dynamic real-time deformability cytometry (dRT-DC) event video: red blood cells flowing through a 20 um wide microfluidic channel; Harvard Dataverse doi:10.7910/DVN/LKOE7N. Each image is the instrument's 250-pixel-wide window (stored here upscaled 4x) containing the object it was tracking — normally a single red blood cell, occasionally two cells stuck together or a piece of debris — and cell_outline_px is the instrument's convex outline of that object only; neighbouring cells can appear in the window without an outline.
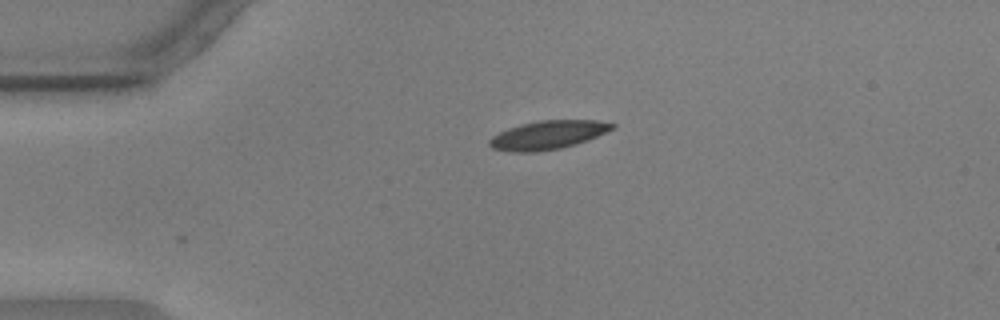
{"species": "common noctule bat (a hibernating species)", "species_latin": "Nyctalus noctula", "temperature_condition": "warm", "stored_images_in_passage": 4, "camera_frame_rate_fps": 3000, "um_per_image_px": 0.085, "animal": {"sex": "male", "body_mass_g": 17.9, "forearm_length_mm": 54.2}, "frame": {"image": 1, "passage_image": 1, "time_ms": 0.0, "image_size_px": [1000, 320], "cell_outline_px": [[616, 128], [588, 140], [576, 144], [560, 148], [536, 152], [512, 152], [492, 148], [488, 144], [488, 140], [492, 136], [508, 128], [520, 124], [540, 120], [596, 120], [616, 124]], "centroid_in_image_um": [46.58, 11.47], "position_along_channel_um": 38.4, "area_um2": 20.58}}